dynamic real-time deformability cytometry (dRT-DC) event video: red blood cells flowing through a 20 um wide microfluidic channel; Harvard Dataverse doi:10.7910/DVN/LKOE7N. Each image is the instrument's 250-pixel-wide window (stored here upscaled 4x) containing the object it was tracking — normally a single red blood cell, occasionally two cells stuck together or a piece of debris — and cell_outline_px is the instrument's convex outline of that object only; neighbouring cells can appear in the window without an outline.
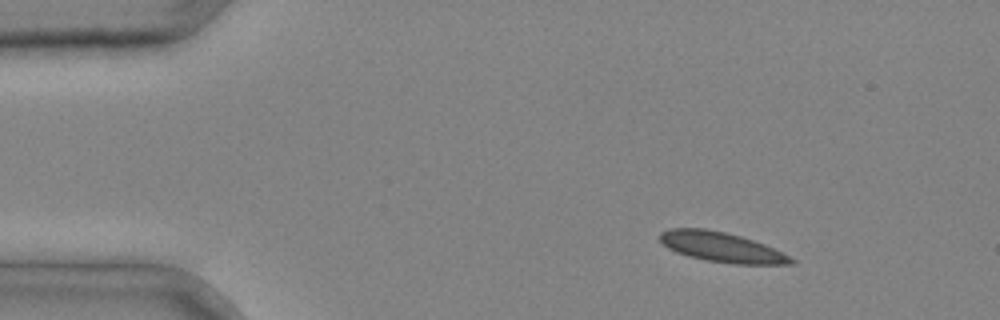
{"species": "common noctule bat (a hibernating species)", "species_latin": "Nyctalus noctula", "temperature_condition": "cold", "stored_images_in_passage": 2, "camera_frame_rate_fps": 3000, "um_per_image_px": 0.085, "animal": {"sex": "male", "body_mass_g": 20.4}, "frame": {"image": 1, "passage_image": 1, "time_ms": 0.0, "image_size_px": [1000, 320], "cell_outline_px": [[796, 264], [736, 264], [708, 260], [688, 256], [676, 252], [668, 248], [660, 240], [660, 232], [668, 228], [704, 228], [724, 232], [740, 236], [764, 244], [796, 260]], "centroid_in_image_um": [61.3, 21.0], "position_along_channel_um": 23.7, "area_um2": 22.54}}
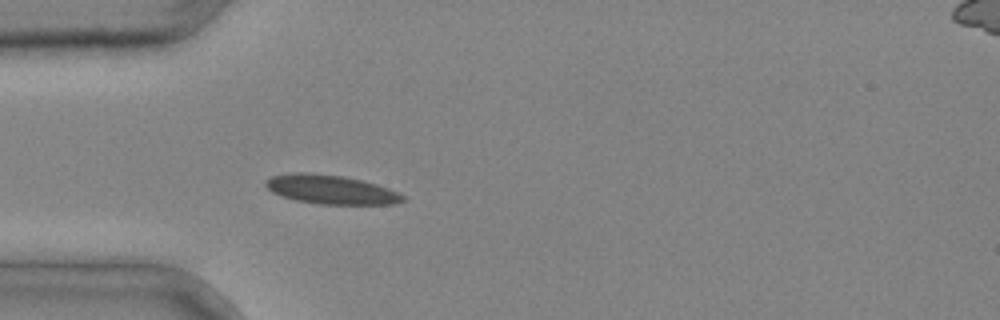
{"frame": {"image": 2, "passage_image": 2, "time_ms": 0.333, "image_size_px": [1000, 320], "cell_outline_px": [[404, 200], [392, 204], [320, 204], [296, 200], [280, 196], [272, 192], [264, 184], [264, 180], [272, 176], [288, 172], [312, 172], [344, 176], [376, 184], [388, 188], [404, 196]], "centroid_in_image_um": [28.05, 16.09], "position_along_channel_um": 57.0, "area_um2": 23.24}}